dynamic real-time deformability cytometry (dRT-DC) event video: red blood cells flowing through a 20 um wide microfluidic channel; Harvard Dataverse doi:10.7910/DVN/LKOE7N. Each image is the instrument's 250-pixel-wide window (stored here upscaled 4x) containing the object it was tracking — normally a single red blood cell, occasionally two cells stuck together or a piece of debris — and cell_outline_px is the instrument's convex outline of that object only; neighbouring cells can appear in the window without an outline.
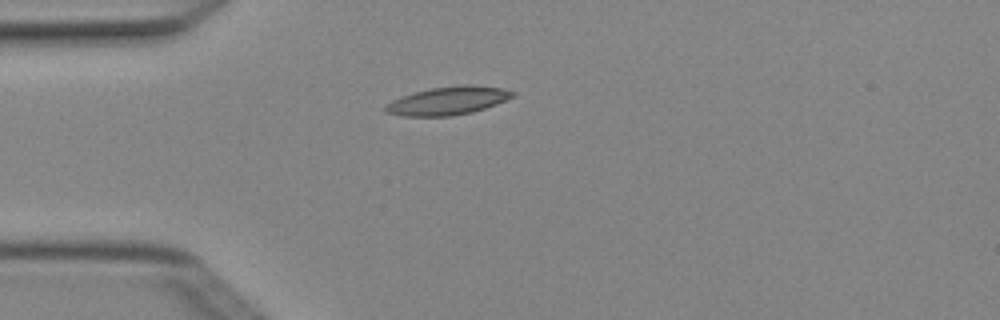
{"species": "Egyptian fruit bat (a non-hibernating species)", "species_latin": "Rousettus aegyptiacus", "temperature_condition": "cold", "stored_images_in_passage": 5, "camera_frame_rate_fps": 3000, "um_per_image_px": 0.085, "animal": {"sex": "female"}, "frame": {"image": 1, "passage_image": 4, "time_ms": 1.0, "image_size_px": [1000, 320], "cell_outline_px": [[516, 96], [496, 104], [472, 112], [452, 116], [400, 116], [384, 112], [384, 108], [392, 100], [400, 96], [432, 88], [464, 84], [472, 84], [504, 88], [516, 92]], "centroid_in_image_um": [38.1, 8.56], "position_along_channel_um": 46.9, "area_um2": 21.04}}